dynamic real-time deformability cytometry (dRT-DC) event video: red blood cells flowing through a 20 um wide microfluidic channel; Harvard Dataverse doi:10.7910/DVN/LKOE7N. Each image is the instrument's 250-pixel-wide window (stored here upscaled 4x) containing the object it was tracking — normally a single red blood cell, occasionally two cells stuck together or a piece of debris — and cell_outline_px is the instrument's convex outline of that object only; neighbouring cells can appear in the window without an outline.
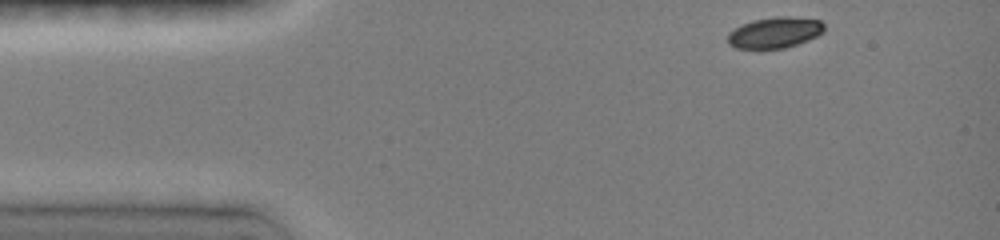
{"species": "common noctule bat (a hibernating species)", "species_latin": "Nyctalus noctula", "temperature_condition": "room temperature", "stored_images_in_passage": 50, "camera_frame_rate_fps": 3000, "um_per_image_px": 0.085, "animal": {"sex": "female", "body_mass_g": 19.0, "forearm_length_mm": 51.5}, "frame": {"image": 1, "passage_image": 1, "time_ms": 0.0, "image_size_px": [1000, 240], "cell_outline_px": [[824, 32], [808, 40], [784, 48], [736, 48], [728, 44], [728, 32], [740, 24], [752, 20], [776, 16], [788, 16], [820, 20], [824, 24]], "centroid_in_image_um": [65.84, 2.75], "position_along_channel_um": 19.2, "area_um2": 17.46}}
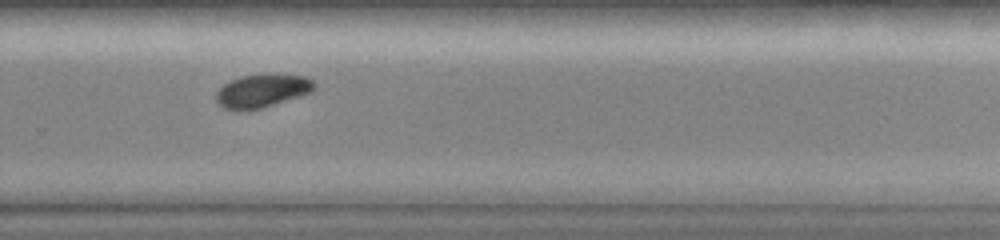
{"frame": {"image": 2, "passage_image": 34, "time_ms": 9.0, "image_size_px": [1000, 240], "cell_outline_px": [[316, 88], [312, 92], [260, 108], [224, 108], [216, 100], [216, 92], [224, 84], [240, 76], [276, 72], [280, 72], [308, 76], [316, 84]], "centroid_in_image_um": [22.38, 7.64], "position_along_channel_um": 307.4, "area_um2": 19.02}}
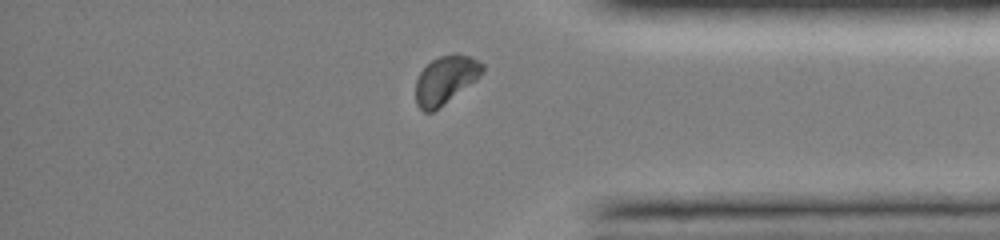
{"frame": {"image": 3, "passage_image": 45, "time_ms": 11.333, "image_size_px": [1000, 240], "cell_outline_px": [[484, 72], [476, 80], [432, 112], [424, 112], [416, 104], [416, 80], [420, 72], [432, 60], [440, 56], [468, 56], [484, 64]], "centroid_in_image_um": [37.85, 6.81], "position_along_channel_um": 397.3, "area_um2": 18.09}, "authors_computed_cell_mechanics": {"area_um2": 18.7272, "velocity_mm_per_s": 4.0221, "shape_relaxation_time_tau1_ms": 1.417, "shape_relaxation_time_tau2_ms": null, "deformation_change_tau1": 0.0786, "deformation_change_tau2": null}}